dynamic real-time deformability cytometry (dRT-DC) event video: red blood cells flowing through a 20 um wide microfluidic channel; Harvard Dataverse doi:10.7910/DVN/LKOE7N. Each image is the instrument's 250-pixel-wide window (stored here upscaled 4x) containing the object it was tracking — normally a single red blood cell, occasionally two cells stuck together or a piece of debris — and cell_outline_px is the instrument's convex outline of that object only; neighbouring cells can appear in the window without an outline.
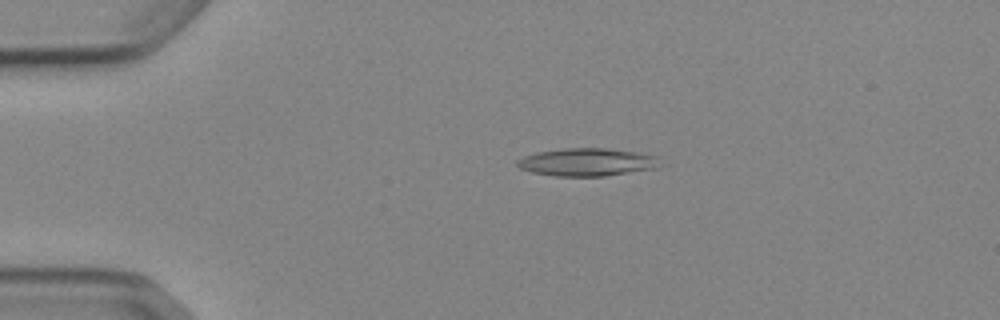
{"species": "Egyptian fruit bat (a non-hibernating species)", "species_latin": "Rousettus aegyptiacus", "temperature_condition": "cold", "stored_images_in_passage": 54, "camera_frame_rate_fps": 3000, "um_per_image_px": 0.085, "animal": {"sex": "female"}, "frame": {"image": 1, "passage_image": 12, "time_ms": 3.667, "image_size_px": [1000, 320], "cell_outline_px": [[656, 168], [604, 176], [556, 176], [532, 172], [520, 168], [516, 164], [516, 160], [524, 156], [536, 152], [564, 148], [604, 148], [640, 152], [656, 156]], "centroid_in_image_um": [49.84, 13.77], "position_along_channel_um": 35.2, "area_um2": 22.95}}
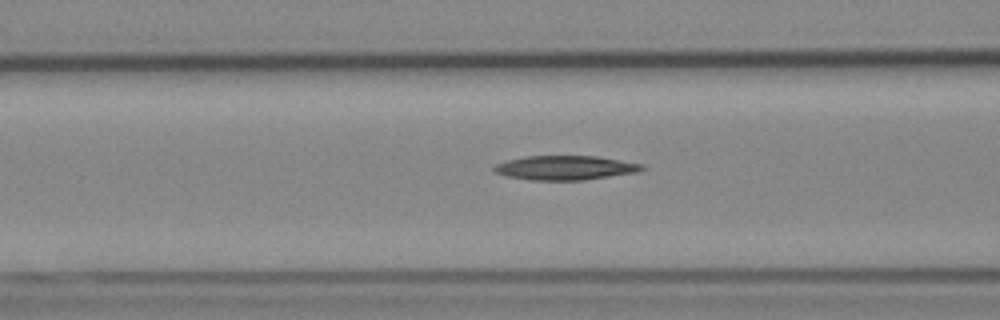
{"frame": {"image": 2, "passage_image": 22, "time_ms": 7.0, "image_size_px": [1000, 320], "cell_outline_px": [[644, 168], [636, 172], [584, 180], [528, 180], [504, 176], [496, 172], [492, 168], [496, 164], [508, 160], [524, 156], [596, 156], [644, 164]], "centroid_in_image_um": [48.0, 14.26], "position_along_channel_um": 118.6, "area_um2": 20.87}}
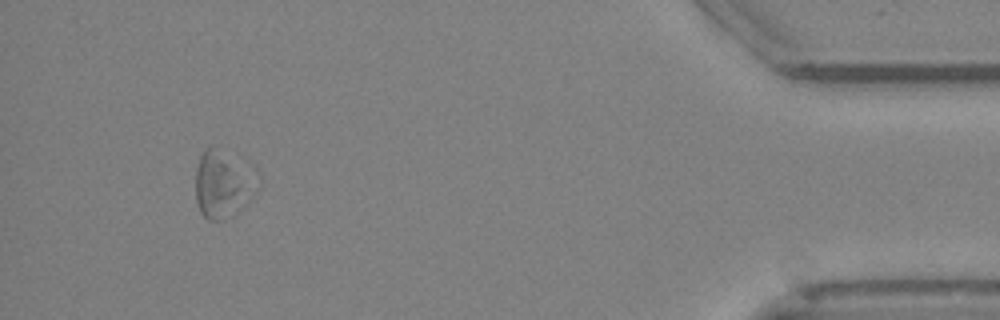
{"frame": {"image": 3, "passage_image": 50, "time_ms": 16.333, "image_size_px": [1000, 320], "cell_outline_px": [[260, 184], [256, 192], [236, 212], [224, 220], [208, 220], [200, 212], [196, 200], [196, 168], [200, 156], [208, 148], [212, 148]], "centroid_in_image_um": [18.82, 15.84], "position_along_channel_um": 416.4, "area_um2": 21.91}, "authors_computed_cell_mechanics": {"area_um2": 21.7906, "velocity_mm_per_s": 3.8554, "shape_relaxation_time_tau1_ms": 8.8709, "shape_relaxation_time_tau2_ms": null, "deformation_change_tau1": 0.1621, "deformation_change_tau2": null}}